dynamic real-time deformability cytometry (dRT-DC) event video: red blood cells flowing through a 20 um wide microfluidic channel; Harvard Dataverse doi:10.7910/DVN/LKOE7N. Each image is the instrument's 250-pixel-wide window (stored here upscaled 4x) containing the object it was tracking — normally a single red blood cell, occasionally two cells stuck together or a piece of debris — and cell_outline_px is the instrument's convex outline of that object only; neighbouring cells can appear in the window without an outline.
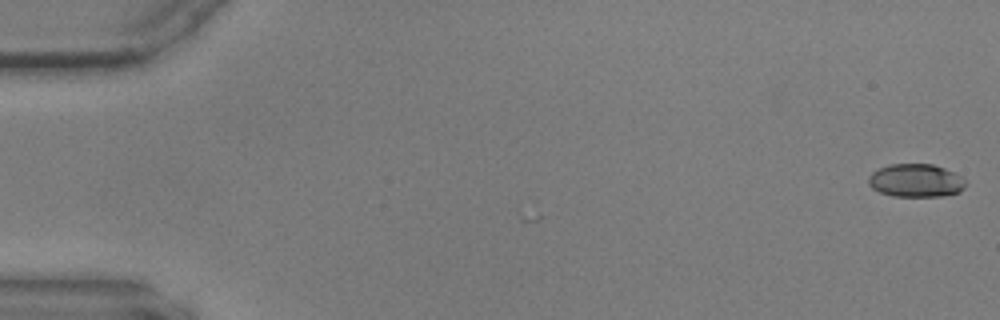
{"species": "common noctule bat (a hibernating species)", "species_latin": "Nyctalus noctula", "temperature_condition": "warm", "stored_images_in_passage": 6, "camera_frame_rate_fps": 3000, "um_per_image_px": 0.085, "animal": {"sex": "male", "body_mass_g": 17.9, "forearm_length_mm": 54.2}, "frame": {"image": 1, "passage_image": 1, "time_ms": 0.0, "image_size_px": [1000, 320], "cell_outline_px": [[964, 188], [960, 192], [944, 196], [892, 196], [880, 192], [872, 188], [868, 184], [868, 176], [872, 172], [888, 164], [932, 164], [944, 168], [960, 176], [964, 180]], "centroid_in_image_um": [77.81, 15.35], "position_along_channel_um": 7.2, "area_um2": 18.73}}